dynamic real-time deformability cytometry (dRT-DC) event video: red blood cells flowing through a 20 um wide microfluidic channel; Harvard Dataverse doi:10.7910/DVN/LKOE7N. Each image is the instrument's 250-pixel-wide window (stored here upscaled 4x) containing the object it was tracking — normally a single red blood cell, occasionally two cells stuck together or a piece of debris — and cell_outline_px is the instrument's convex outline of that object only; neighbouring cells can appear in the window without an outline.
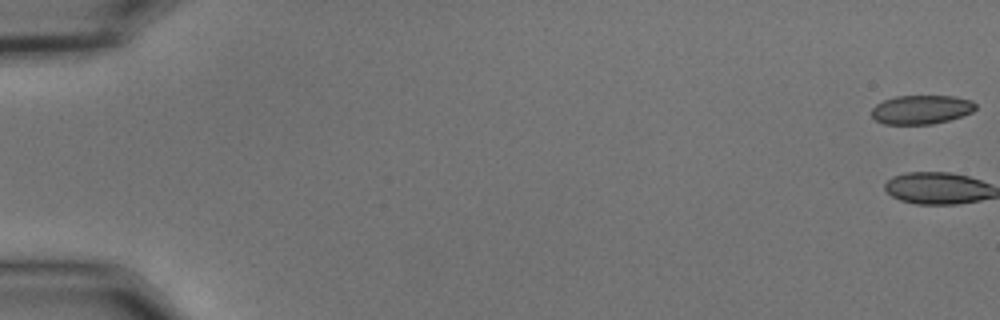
{"species": "common noctule bat (a hibernating species)", "species_latin": "Nyctalus noctula", "temperature_condition": "cold", "stored_images_in_passage": 56, "camera_frame_rate_fps": 3000, "um_per_image_px": 0.085, "animal": {"sex": "male", "body_mass_g": 15.6}, "frame": {"image": 1, "passage_image": 1, "time_ms": 0.0, "image_size_px": [1000, 320], "cell_outline_px": [[976, 108], [972, 112], [948, 120], [932, 124], [884, 124], [876, 120], [872, 116], [872, 108], [876, 104], [884, 100], [896, 96], [952, 96], [972, 100], [976, 104]], "centroid_in_image_um": [78.31, 9.31], "position_along_channel_um": 6.7, "area_um2": 17.46}, "authors_computed_cell_mechanics": {"area_um2": 22.6576, "velocity_mm_per_s": 3.6552, "shape_relaxation_time_tau1_ms": 1.3678, "shape_relaxation_time_tau2_ms": 4.222, "deformation_change_tau1": 0.2407, "deformation_change_tau2": 0.1166}}